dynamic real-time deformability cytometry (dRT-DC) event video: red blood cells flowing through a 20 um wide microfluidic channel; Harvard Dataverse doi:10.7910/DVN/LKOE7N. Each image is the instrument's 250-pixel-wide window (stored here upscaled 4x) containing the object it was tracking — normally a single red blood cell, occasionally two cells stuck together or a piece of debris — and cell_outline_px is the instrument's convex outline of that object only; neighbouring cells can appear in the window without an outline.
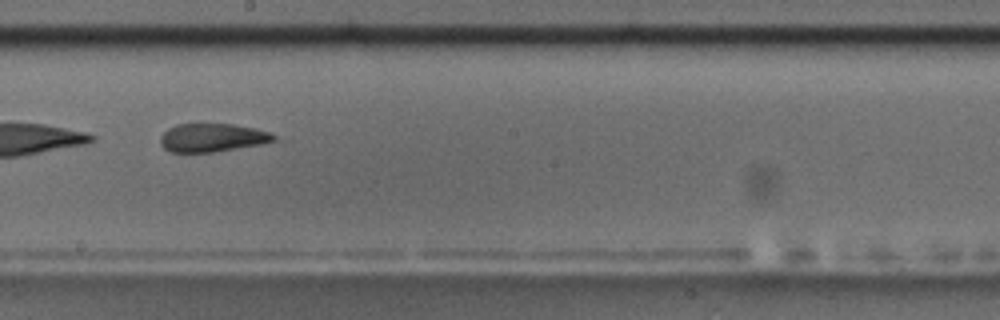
{"species": "common noctule bat (a hibernating species)", "species_latin": "Nyctalus noctula", "temperature_condition": "room temperature", "stored_images_in_passage": 11, "camera_frame_rate_fps": 3000, "um_per_image_px": 0.085, "animal": {"sex": "male", "body_mass_g": 17.5, "forearm_length_mm": 52.3}, "frame": {"image": 1, "passage_image": 5, "time_ms": 1.333, "image_size_px": [1000, 320], "cell_outline_px": [[276, 140], [260, 144], [212, 152], [172, 152], [164, 148], [160, 144], [160, 136], [168, 128], [176, 124], [232, 124], [252, 128], [268, 132], [276, 136]], "centroid_in_image_um": [17.99, 11.7], "position_along_channel_um": 230.2, "area_um2": 18.5}}